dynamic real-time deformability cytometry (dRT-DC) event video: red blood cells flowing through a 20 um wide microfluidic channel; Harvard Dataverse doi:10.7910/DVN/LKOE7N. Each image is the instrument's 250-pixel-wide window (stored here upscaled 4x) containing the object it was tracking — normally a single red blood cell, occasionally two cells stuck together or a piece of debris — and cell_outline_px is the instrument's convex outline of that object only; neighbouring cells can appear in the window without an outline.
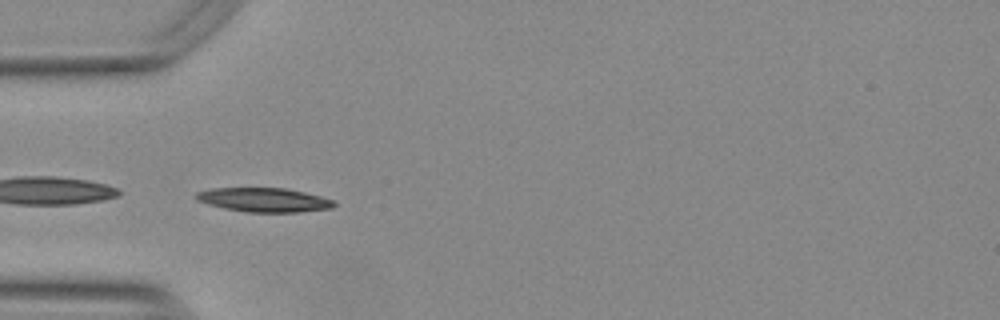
{"species": "Egyptian fruit bat (a non-hibernating species)", "species_latin": "Rousettus aegyptiacus", "temperature_condition": "warm", "stored_images_in_passage": 37, "camera_frame_rate_fps": 3000, "um_per_image_px": 0.085, "animal": {"sex": "female"}, "frame": {"image": 1, "passage_image": 6, "time_ms": 1.667, "image_size_px": [1000, 320], "cell_outline_px": [[336, 204], [332, 208], [300, 212], [248, 212], [224, 208], [208, 204], [196, 200], [196, 192], [212, 188], [284, 188], [304, 192], [320, 196], [332, 200]], "centroid_in_image_um": [22.43, 16.99], "position_along_channel_um": 62.6, "area_um2": 19.25}}
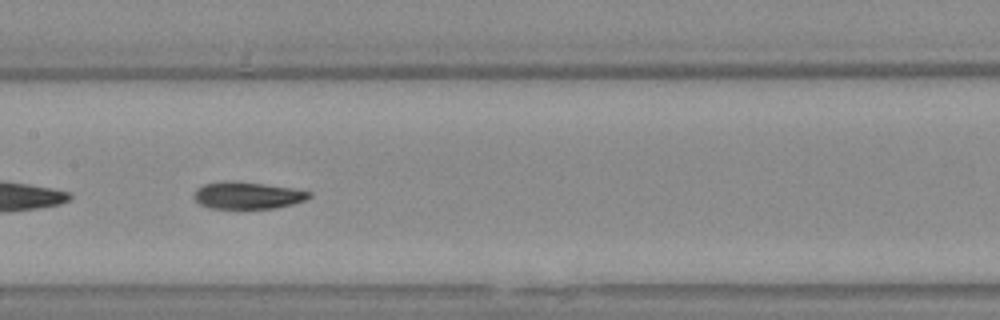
{"frame": {"image": 2, "passage_image": 16, "time_ms": 5.0, "image_size_px": [1000, 320], "cell_outline_px": [[312, 196], [304, 200], [292, 204], [276, 208], [212, 208], [200, 204], [192, 196], [196, 188], [204, 184], [224, 180], [236, 180], [292, 188], [312, 192]], "centroid_in_image_um": [21.01, 16.59], "position_along_channel_um": 186.4, "area_um2": 18.26}, "authors_computed_cell_mechanics": {"area_um2": 19.0162, "velocity_mm_per_s": 3.7547, "shape_relaxation_time_tau1_ms": 8.2426, "shape_relaxation_time_tau2_ms": 4.2295, "deformation_change_tau1": 0.2532, "deformation_change_tau2": 0.0769}}